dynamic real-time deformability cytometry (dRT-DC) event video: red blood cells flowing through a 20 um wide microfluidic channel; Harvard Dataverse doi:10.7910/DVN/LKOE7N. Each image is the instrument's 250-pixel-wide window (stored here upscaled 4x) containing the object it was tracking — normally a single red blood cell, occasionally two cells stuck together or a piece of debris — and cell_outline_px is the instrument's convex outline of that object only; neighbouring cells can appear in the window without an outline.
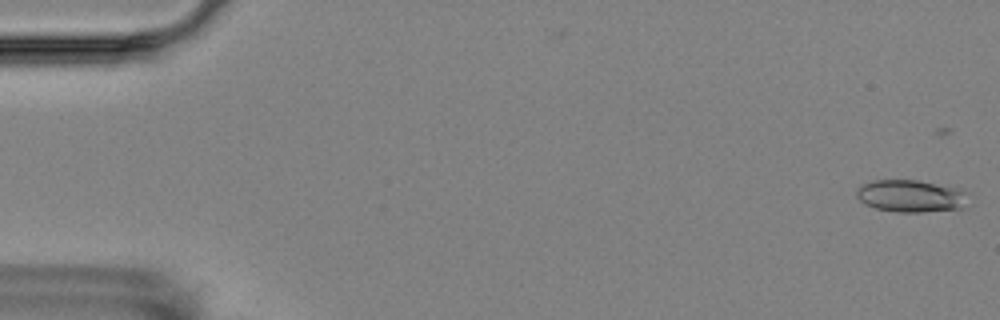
{"species": "Egyptian fruit bat (a non-hibernating species)", "species_latin": "Rousettus aegyptiacus", "temperature_condition": "room temperature", "stored_images_in_passage": 5, "camera_frame_rate_fps": 3000, "um_per_image_px": 0.085, "animal": {"sex": "female"}, "frame": {"image": 1, "passage_image": 1, "time_ms": 0.0, "image_size_px": [1000, 320], "cell_outline_px": [[972, 204], [968, 208], [924, 212], [896, 212], [876, 208], [864, 204], [856, 196], [856, 188], [860, 184], [872, 180], [916, 180], [960, 188], [964, 192]], "centroid_in_image_um": [77.47, 16.67], "position_along_channel_um": 7.5, "area_um2": 21.56}}